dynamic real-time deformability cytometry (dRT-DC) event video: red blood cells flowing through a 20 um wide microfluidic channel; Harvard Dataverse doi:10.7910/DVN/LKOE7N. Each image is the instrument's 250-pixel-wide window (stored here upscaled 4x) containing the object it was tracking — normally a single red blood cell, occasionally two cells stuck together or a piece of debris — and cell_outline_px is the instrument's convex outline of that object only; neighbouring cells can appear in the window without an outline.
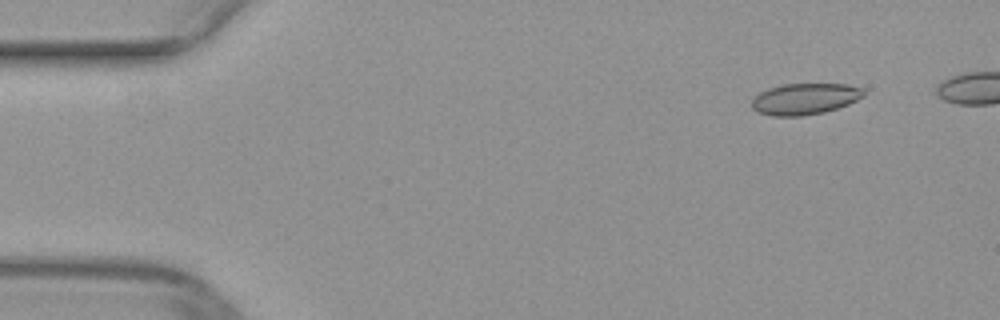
{"species": "common noctule bat (a hibernating species)", "species_latin": "Nyctalus noctula", "temperature_condition": "warm", "stored_images_in_passage": 41, "camera_frame_rate_fps": 3000, "um_per_image_px": 0.085, "animal": {"sex": "female", "body_mass_g": 29.2, "forearm_length_mm": 56.3}, "frame": {"image": 1, "passage_image": 1, "time_ms": 0.0, "image_size_px": [1000, 320], "cell_outline_px": [[864, 96], [848, 104], [824, 112], [804, 116], [772, 116], [756, 112], [752, 108], [752, 100], [760, 92], [768, 88], [784, 84], [848, 84], [864, 88]], "centroid_in_image_um": [68.41, 8.41], "position_along_channel_um": 16.6, "area_um2": 20.46}}
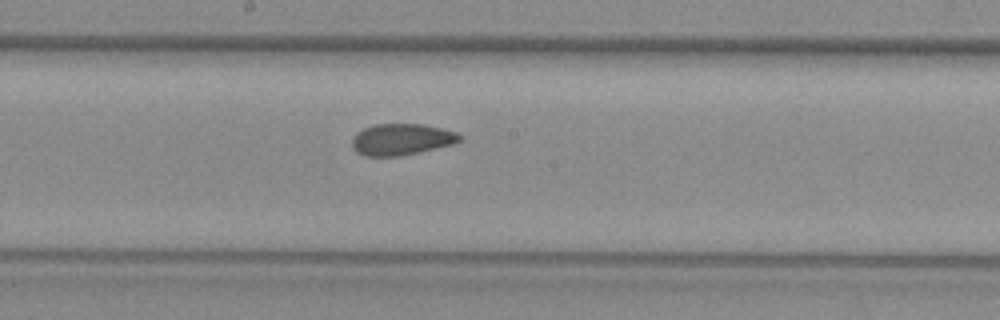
{"frame": {"image": 2, "passage_image": 23, "time_ms": 7.333, "image_size_px": [1000, 320], "cell_outline_px": [[460, 140], [452, 144], [416, 152], [396, 156], [364, 156], [356, 152], [352, 148], [352, 136], [356, 132], [364, 128], [376, 124], [420, 124], [440, 128], [456, 132], [460, 136]], "centroid_in_image_um": [34.04, 11.84], "position_along_channel_um": 214.2, "area_um2": 19.42}}
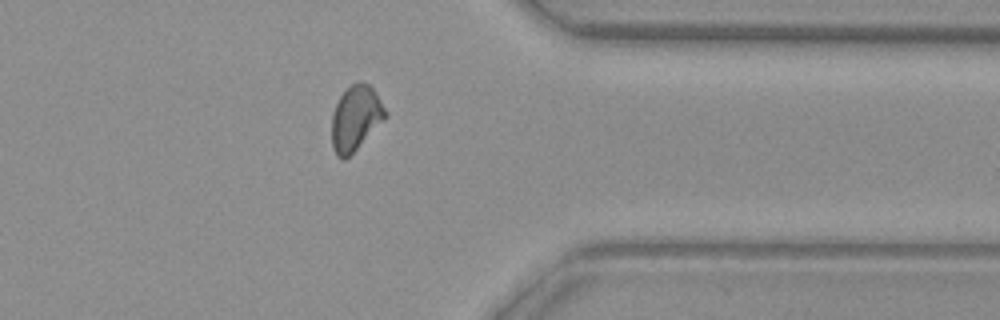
{"frame": {"image": 3, "passage_image": 36, "time_ms": 11.667, "image_size_px": [1000, 320], "cell_outline_px": [[388, 116], [344, 160], [336, 156], [332, 148], [332, 116], [336, 104], [340, 96], [352, 84], [360, 80], [368, 84], [376, 92]], "centroid_in_image_um": [30.22, 10.03], "position_along_channel_um": 381.2, "area_um2": 19.94}}